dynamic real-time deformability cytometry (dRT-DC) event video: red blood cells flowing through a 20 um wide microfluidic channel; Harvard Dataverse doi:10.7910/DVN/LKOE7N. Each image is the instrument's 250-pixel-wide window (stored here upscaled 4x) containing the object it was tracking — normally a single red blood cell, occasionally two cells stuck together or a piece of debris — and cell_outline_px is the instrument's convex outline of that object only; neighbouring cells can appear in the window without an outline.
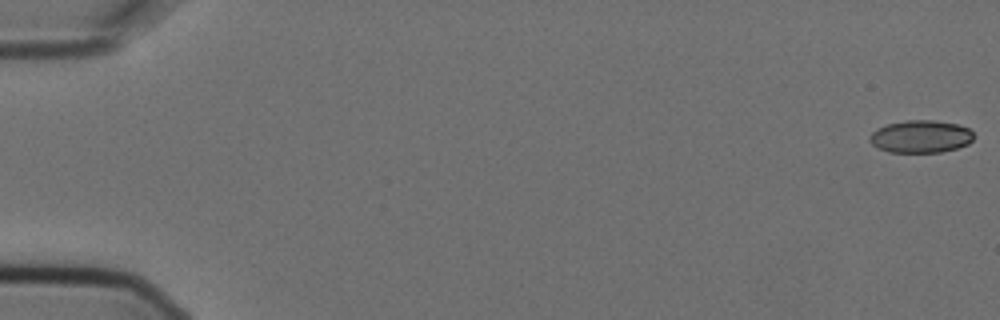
{"species": "Egyptian fruit bat (a non-hibernating species)", "species_latin": "Rousettus aegyptiacus", "temperature_condition": "cold", "stored_images_in_passage": 7, "camera_frame_rate_fps": 3000, "um_per_image_px": 0.085, "animal": {"sex": "female"}, "frame": {"image": 1, "passage_image": 1, "time_ms": 0.0, "image_size_px": [1000, 320], "cell_outline_px": [[972, 140], [968, 144], [956, 148], [940, 152], [888, 152], [872, 144], [868, 140], [868, 136], [876, 128], [888, 124], [904, 120], [932, 120], [956, 124], [968, 128], [972, 132]], "centroid_in_image_um": [78.22, 11.6], "position_along_channel_um": 6.8, "area_um2": 19.65}}
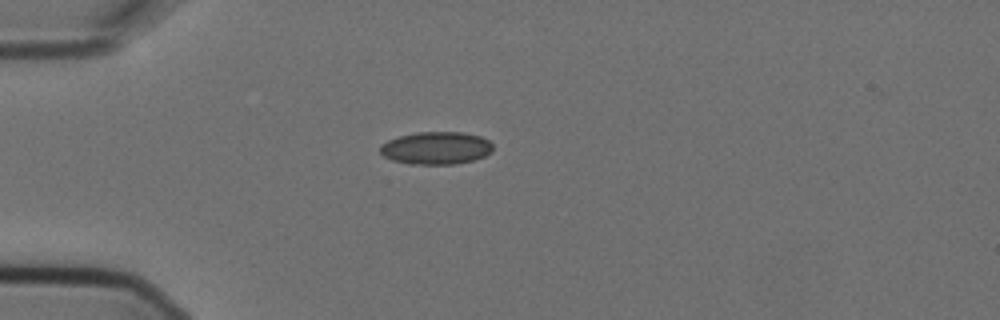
{"frame": {"image": 2, "passage_image": 5, "time_ms": 1.333, "image_size_px": [1000, 320], "cell_outline_px": [[492, 152], [484, 156], [472, 160], [456, 164], [408, 164], [392, 160], [384, 156], [380, 152], [380, 144], [388, 140], [400, 136], [416, 132], [464, 132], [480, 136], [488, 140], [492, 144]], "centroid_in_image_um": [37.06, 12.58], "position_along_channel_um": 47.9, "area_um2": 21.5}}
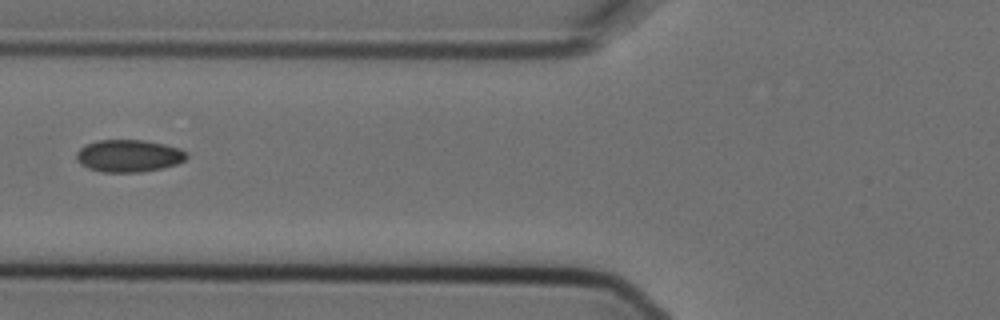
{"frame": {"image": 3, "passage_image": 7, "time_ms": 2.0, "image_size_px": [1000, 320], "cell_outline_px": [[188, 156], [184, 160], [176, 164], [160, 168], [140, 172], [100, 172], [88, 168], [80, 164], [76, 160], [76, 152], [84, 144], [96, 140], [144, 140], [164, 144], [180, 148], [188, 152]], "centroid_in_image_um": [10.91, 13.24], "position_along_channel_um": 114.9, "area_um2": 20.92}}